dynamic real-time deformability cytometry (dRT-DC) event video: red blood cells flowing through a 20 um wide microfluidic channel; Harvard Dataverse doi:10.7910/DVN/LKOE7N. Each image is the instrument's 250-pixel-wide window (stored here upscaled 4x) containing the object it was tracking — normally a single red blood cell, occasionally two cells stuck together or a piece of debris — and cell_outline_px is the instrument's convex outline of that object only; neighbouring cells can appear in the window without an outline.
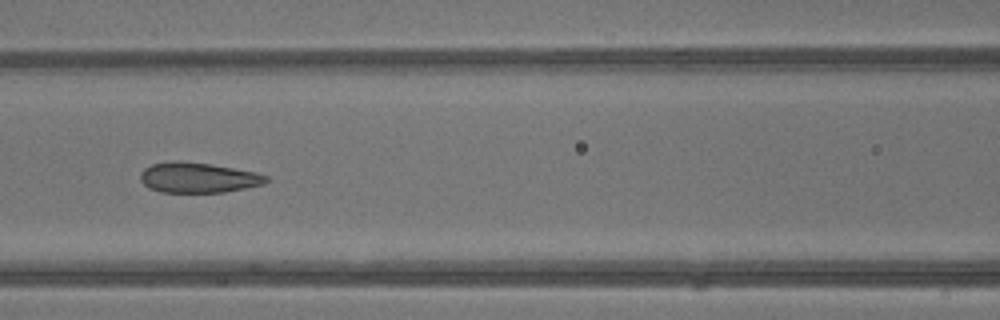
{"species": "common noctule bat (a hibernating species)", "species_latin": "Nyctalus noctula", "temperature_condition": "warm", "stored_images_in_passage": 6, "camera_frame_rate_fps": 3000, "um_per_image_px": 0.085, "animal": {"sex": "male", "body_mass_g": 13.3}, "frame": {"image": 1, "passage_image": 5, "time_ms": 1.333, "image_size_px": [1000, 320], "cell_outline_px": [[268, 180], [264, 184], [224, 192], [160, 192], [148, 188], [140, 180], [140, 172], [144, 168], [152, 164], [172, 160], [176, 160], [212, 164], [256, 172], [268, 176]], "centroid_in_image_um": [16.81, 15.09], "position_along_channel_um": 149.8, "area_um2": 22.31}}
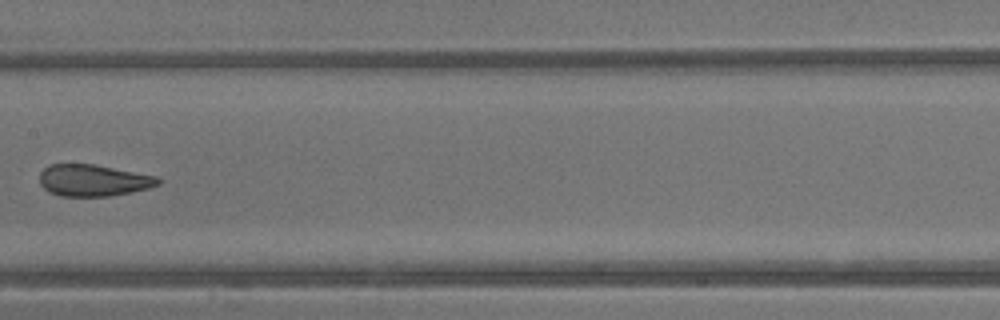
{"frame": {"image": 2, "passage_image": 6, "time_ms": 1.667, "image_size_px": [1000, 320], "cell_outline_px": [[164, 180], [160, 184], [148, 188], [132, 192], [108, 196], [60, 196], [48, 192], [40, 184], [40, 172], [48, 164], [92, 164], [156, 176]], "centroid_in_image_um": [7.92, 15.33], "position_along_channel_um": 199.5, "area_um2": 21.91}}